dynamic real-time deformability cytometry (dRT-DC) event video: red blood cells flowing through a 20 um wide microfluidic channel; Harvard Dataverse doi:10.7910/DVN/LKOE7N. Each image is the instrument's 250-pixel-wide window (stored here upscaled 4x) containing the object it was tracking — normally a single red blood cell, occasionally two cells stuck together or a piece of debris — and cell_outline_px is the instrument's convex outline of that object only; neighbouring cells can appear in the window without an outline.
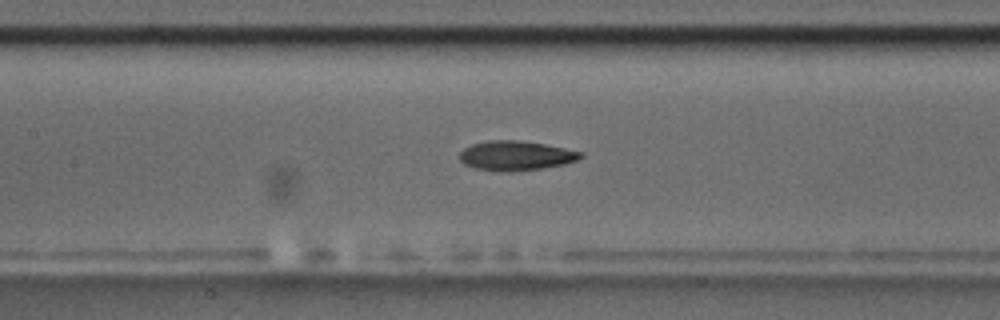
{"species": "common noctule bat (a hibernating species)", "species_latin": "Nyctalus noctula", "temperature_condition": "room temperature", "stored_images_in_passage": 45, "camera_frame_rate_fps": 3000, "um_per_image_px": 0.085, "animal": {"sex": "male", "body_mass_g": 17.5, "forearm_length_mm": 52.3}, "frame": {"image": 1, "passage_image": 14, "time_ms": 4.333, "image_size_px": [1000, 320], "cell_outline_px": [[584, 156], [576, 160], [564, 164], [540, 168], [512, 172], [492, 172], [476, 168], [464, 164], [460, 160], [460, 152], [464, 148], [472, 144], [488, 140], [520, 140], [544, 144], [584, 152]], "centroid_in_image_um": [43.83, 13.23], "position_along_channel_um": 163.6, "area_um2": 20.98}}
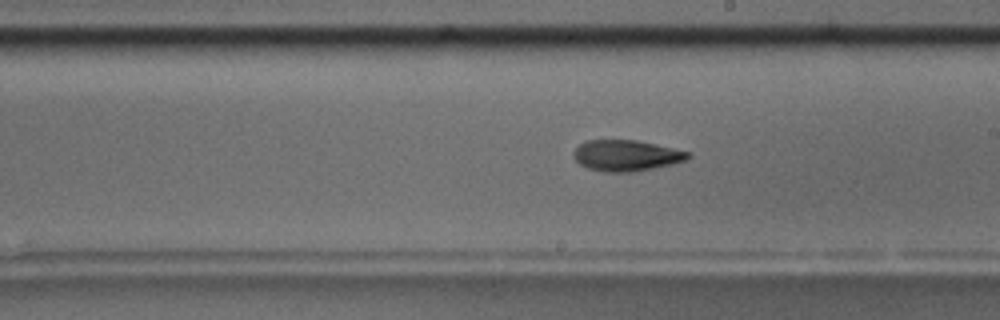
{"frame": {"image": 2, "passage_image": 20, "time_ms": 6.333, "image_size_px": [1000, 320], "cell_outline_px": [[692, 156], [684, 160], [672, 164], [632, 172], [608, 172], [588, 168], [580, 164], [572, 156], [572, 152], [584, 140], [636, 140], [692, 152]], "centroid_in_image_um": [53.22, 13.21], "position_along_channel_um": 235.8, "area_um2": 20.63}}
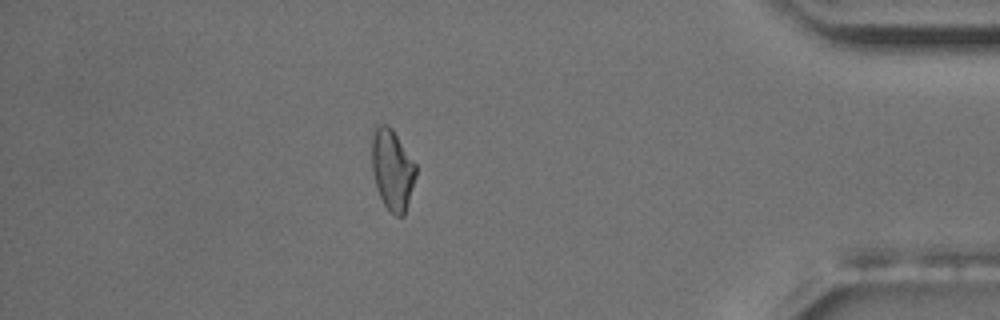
{"frame": {"image": 3, "passage_image": 37, "time_ms": 12.0, "image_size_px": [1000, 320], "cell_outline_px": [[416, 176], [404, 216], [396, 216], [384, 204], [376, 188], [372, 172], [372, 136], [376, 128], [380, 124], [388, 124], [392, 128], [416, 164]], "centroid_in_image_um": [33.35, 14.41], "position_along_channel_um": 401.9, "area_um2": 20.63}, "authors_computed_cell_mechanics": {"area_um2": 20.5768, "velocity_mm_per_s": 3.6422, "shape_relaxation_time_tau1_ms": 5.7677, "shape_relaxation_time_tau2_ms": 5.8585, "deformation_change_tau1": 0.1408, "deformation_change_tau2": 0.1215}}